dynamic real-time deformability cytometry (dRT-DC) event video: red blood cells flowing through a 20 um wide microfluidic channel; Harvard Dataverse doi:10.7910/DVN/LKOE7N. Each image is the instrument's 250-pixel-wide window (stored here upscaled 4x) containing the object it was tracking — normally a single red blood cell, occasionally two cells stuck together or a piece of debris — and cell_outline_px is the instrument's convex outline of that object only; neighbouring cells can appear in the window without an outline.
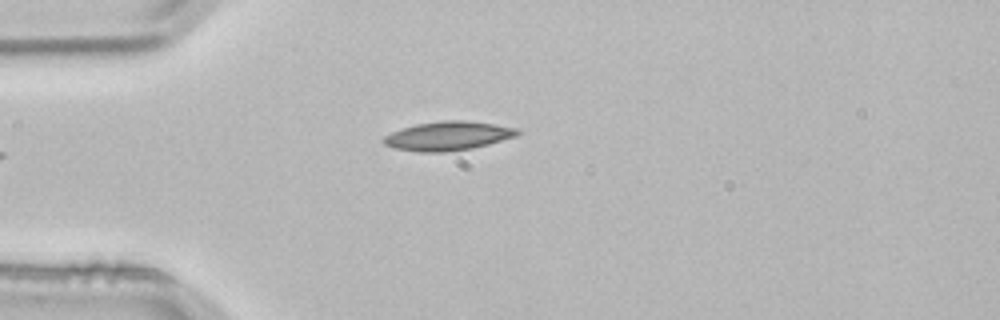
{"species": "common noctule bat (a hibernating species)", "species_latin": "Nyctalus noctula", "temperature_condition": "room temperature", "stored_images_in_passage": 4, "camera_frame_rate_fps": 3000, "um_per_image_px": 0.085, "animal": {"sex": "male", "body_mass_g": 21.5, "forearm_length_mm": 52.0}, "frame": {"image": 1, "passage_image": 4, "time_ms": 1.0, "image_size_px": [1000, 320], "cell_outline_px": [[520, 132], [516, 136], [488, 144], [472, 148], [444, 152], [420, 152], [396, 148], [384, 144], [384, 136], [392, 132], [416, 124], [444, 120], [464, 120], [492, 124], [516, 128]], "centroid_in_image_um": [38.08, 11.55], "position_along_channel_um": 46.9, "area_um2": 22.2}}